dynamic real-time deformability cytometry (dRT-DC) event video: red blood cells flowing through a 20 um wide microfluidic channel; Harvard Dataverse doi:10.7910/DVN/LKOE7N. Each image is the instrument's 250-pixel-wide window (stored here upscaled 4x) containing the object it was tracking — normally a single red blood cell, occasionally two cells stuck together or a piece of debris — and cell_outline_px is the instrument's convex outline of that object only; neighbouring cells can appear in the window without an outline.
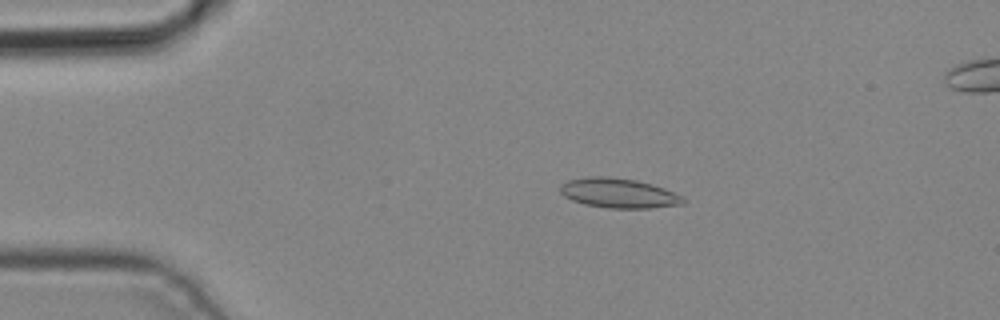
{"species": "common noctule bat (a hibernating species)", "species_latin": "Nyctalus noctula", "temperature_condition": "cold", "stored_images_in_passage": 2, "camera_frame_rate_fps": 3000, "um_per_image_px": 0.085, "animal": {"sex": "male", "body_mass_g": 19.2, "forearm_length_mm": 51.8}, "frame": {"image": 1, "passage_image": 2, "time_ms": 0.333, "image_size_px": [1000, 320], "cell_outline_px": [[684, 204], [652, 208], [608, 208], [584, 204], [572, 200], [564, 196], [560, 192], [560, 184], [568, 180], [588, 176], [608, 176], [636, 180], [652, 184], [664, 188], [680, 196], [684, 200]], "centroid_in_image_um": [52.54, 16.41], "position_along_channel_um": 32.5, "area_um2": 21.27}}